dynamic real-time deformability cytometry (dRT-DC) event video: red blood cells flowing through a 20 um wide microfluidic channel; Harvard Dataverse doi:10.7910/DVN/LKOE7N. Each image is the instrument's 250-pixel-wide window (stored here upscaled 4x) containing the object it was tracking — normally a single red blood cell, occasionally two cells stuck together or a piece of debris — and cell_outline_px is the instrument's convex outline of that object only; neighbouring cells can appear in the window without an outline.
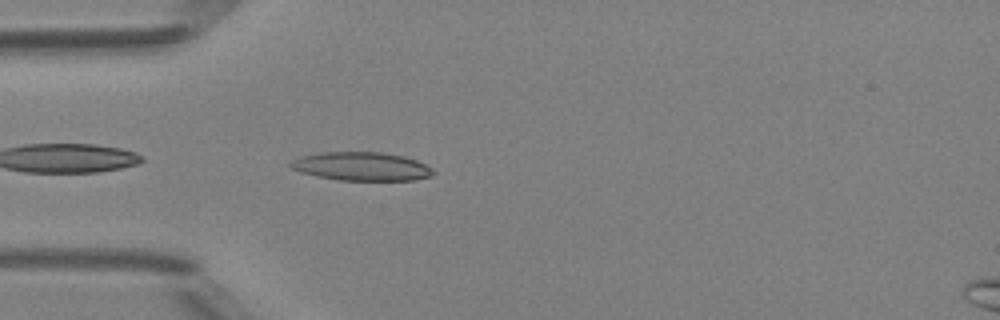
{"species": "Egyptian fruit bat (a non-hibernating species)", "species_latin": "Rousettus aegyptiacus", "temperature_condition": "room temperature", "stored_images_in_passage": 37, "camera_frame_rate_fps": 3000, "um_per_image_px": 0.085, "animal": {"sex": "female"}, "frame": {"image": 1, "passage_image": 2, "time_ms": 0.333, "image_size_px": [1000, 320], "cell_outline_px": [[436, 172], [432, 176], [416, 180], [336, 180], [316, 176], [300, 172], [292, 168], [288, 164], [292, 160], [300, 156], [324, 152], [380, 152], [404, 156], [416, 160], [432, 168]], "centroid_in_image_um": [30.74, 14.15], "position_along_channel_um": 54.3, "area_um2": 23.81}}
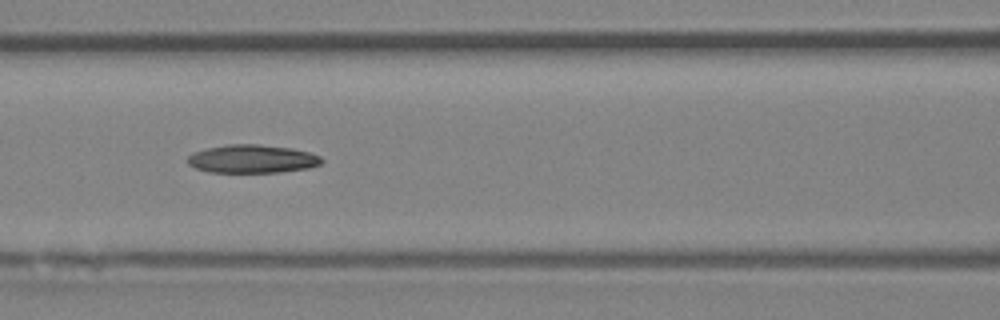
{"frame": {"image": 2, "passage_image": 9, "time_ms": 2.667, "image_size_px": [1000, 320], "cell_outline_px": [[324, 160], [320, 164], [308, 168], [280, 172], [208, 172], [196, 168], [188, 164], [188, 156], [192, 152], [208, 148], [228, 144], [260, 144], [292, 148], [308, 152], [320, 156]], "centroid_in_image_um": [21.43, 13.5], "position_along_channel_um": 145.2, "area_um2": 22.08}}
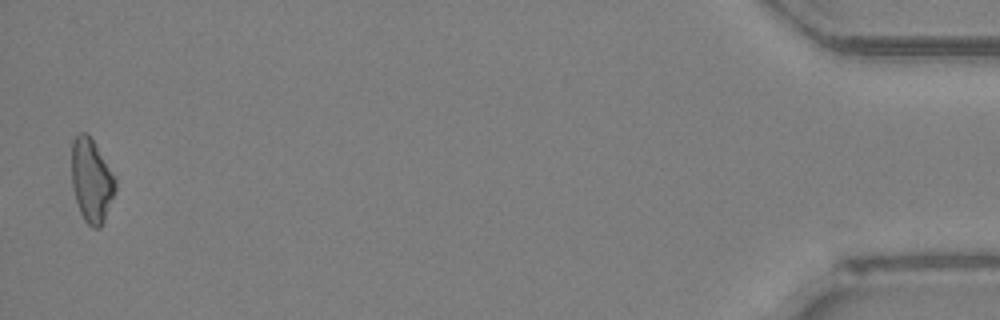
{"frame": {"image": 3, "passage_image": 36, "time_ms": 11.667, "image_size_px": [1000, 320], "cell_outline_px": [[116, 188], [104, 220], [100, 228], [92, 228], [84, 220], [80, 212], [72, 188], [72, 140], [80, 132], [88, 132], [116, 176]], "centroid_in_image_um": [7.78, 15.31], "position_along_channel_um": 427.4, "area_um2": 21.44}}